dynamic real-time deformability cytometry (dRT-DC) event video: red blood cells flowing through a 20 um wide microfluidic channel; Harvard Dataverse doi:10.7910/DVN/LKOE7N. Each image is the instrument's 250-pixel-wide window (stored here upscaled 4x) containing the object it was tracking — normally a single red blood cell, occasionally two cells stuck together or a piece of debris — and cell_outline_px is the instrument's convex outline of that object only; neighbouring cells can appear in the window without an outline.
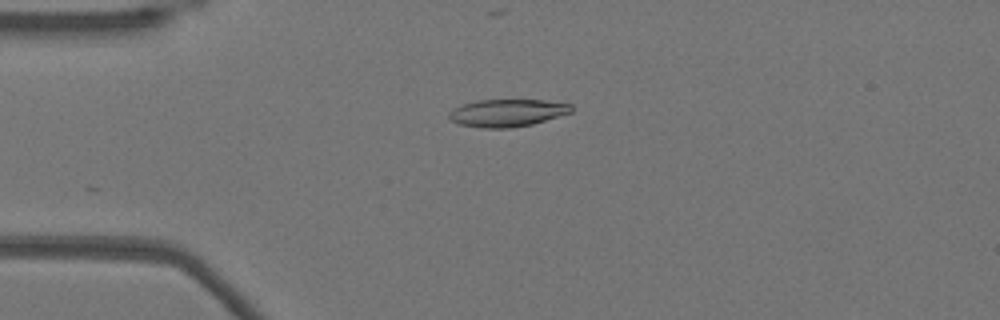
{"species": "Egyptian fruit bat (a non-hibernating species)", "species_latin": "Rousettus aegyptiacus", "temperature_condition": "warm", "stored_images_in_passage": 21, "camera_frame_rate_fps": 3000, "um_per_image_px": 0.085, "animal": {"sex": "female"}, "frame": {"image": 1, "passage_image": 4, "time_ms": 1.0, "image_size_px": [1000, 320], "cell_outline_px": [[572, 112], [532, 124], [508, 128], [484, 128], [460, 124], [448, 120], [448, 112], [464, 104], [480, 100], [544, 100], [572, 104]], "centroid_in_image_um": [43.11, 9.59], "position_along_channel_um": 41.9, "area_um2": 19.42}}
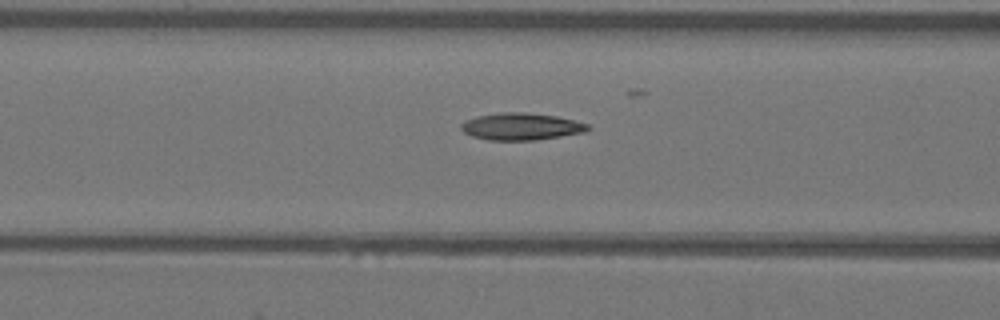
{"frame": {"image": 2, "passage_image": 12, "time_ms": 3.667, "image_size_px": [1000, 320], "cell_outline_px": [[592, 128], [584, 132], [536, 140], [488, 140], [472, 136], [464, 132], [460, 128], [460, 124], [464, 120], [476, 116], [504, 112], [524, 112], [556, 116], [588, 124]], "centroid_in_image_um": [44.26, 10.75], "position_along_channel_um": 122.3, "area_um2": 19.94}}
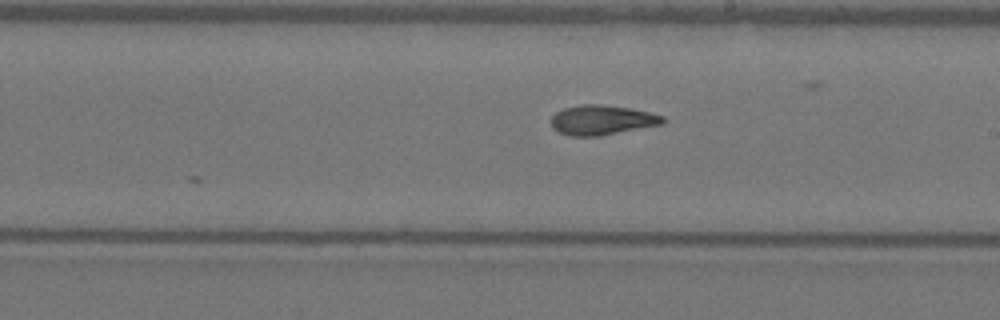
{"frame": {"image": 3, "passage_image": 21, "time_ms": 6.667, "image_size_px": [1000, 320], "cell_outline_px": [[664, 124], [600, 136], [568, 136], [552, 128], [552, 116], [556, 112], [564, 108], [580, 104], [600, 104], [632, 108], [664, 116]], "centroid_in_image_um": [51.17, 10.2], "position_along_channel_um": 237.8, "area_um2": 19.48}}